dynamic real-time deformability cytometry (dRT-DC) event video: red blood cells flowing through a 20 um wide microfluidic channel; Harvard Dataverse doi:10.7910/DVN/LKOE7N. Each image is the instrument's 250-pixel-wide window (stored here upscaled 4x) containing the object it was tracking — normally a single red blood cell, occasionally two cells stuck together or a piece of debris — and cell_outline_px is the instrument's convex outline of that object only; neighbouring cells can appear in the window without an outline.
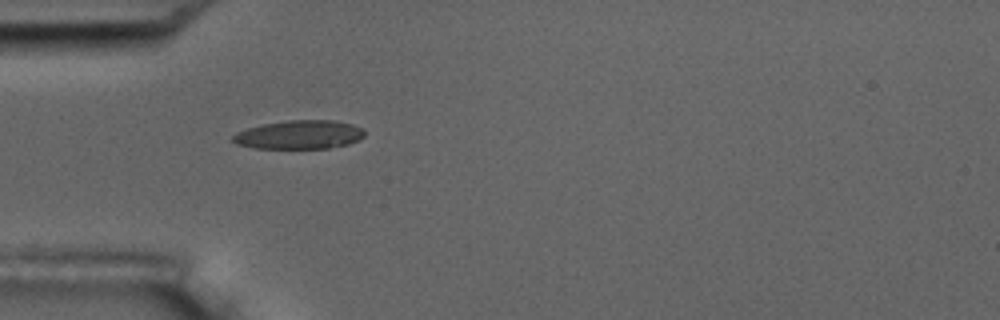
{"species": "common noctule bat (a hibernating species)", "species_latin": "Nyctalus noctula", "temperature_condition": "room temperature", "stored_images_in_passage": 1, "camera_frame_rate_fps": 3000, "um_per_image_px": 0.085, "animal": {"sex": "male", "body_mass_g": 17.5, "forearm_length_mm": 52.3}, "frame": {"image": 1, "passage_image": 1, "time_ms": 0.0, "image_size_px": [1000, 320], "cell_outline_px": [[364, 136], [348, 144], [328, 148], [256, 148], [236, 144], [232, 140], [232, 136], [236, 132], [248, 128], [264, 124], [288, 120], [332, 120], [352, 124], [364, 128]], "centroid_in_image_um": [25.44, 11.44], "position_along_channel_um": 59.6, "area_um2": 21.91}}